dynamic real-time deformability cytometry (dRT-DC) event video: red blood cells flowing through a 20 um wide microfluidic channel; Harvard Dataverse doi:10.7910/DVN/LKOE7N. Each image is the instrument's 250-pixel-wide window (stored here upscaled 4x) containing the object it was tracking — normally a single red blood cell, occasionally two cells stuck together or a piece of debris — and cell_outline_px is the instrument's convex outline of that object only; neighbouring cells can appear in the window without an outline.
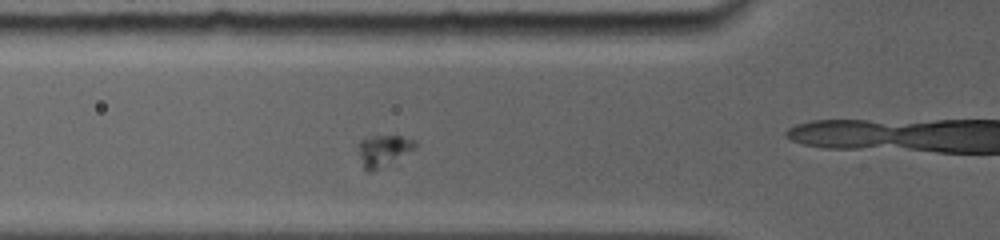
{"species": "common noctule bat (a hibernating species)", "species_latin": "Nyctalus noctula", "temperature_condition": "room temperature", "stored_images_in_passage": 5, "camera_frame_rate_fps": 5000, "um_per_image_px": 0.085, "animal": {"sex": "female", "body_mass_g": 19.0, "forearm_length_mm": 56.7}, "frame": {"image": 1, "passage_image": 4, "time_ms": 3.0, "image_size_px": [1000, 240], "cell_outline_px": [[416, 148], [396, 168], [372, 172], [368, 172], [364, 168], [360, 152], [360, 140], [372, 136], [400, 136], [416, 140]], "centroid_in_image_um": [32.74, 12.91], "position_along_channel_um": 93.1, "area_um2": 11.39}}